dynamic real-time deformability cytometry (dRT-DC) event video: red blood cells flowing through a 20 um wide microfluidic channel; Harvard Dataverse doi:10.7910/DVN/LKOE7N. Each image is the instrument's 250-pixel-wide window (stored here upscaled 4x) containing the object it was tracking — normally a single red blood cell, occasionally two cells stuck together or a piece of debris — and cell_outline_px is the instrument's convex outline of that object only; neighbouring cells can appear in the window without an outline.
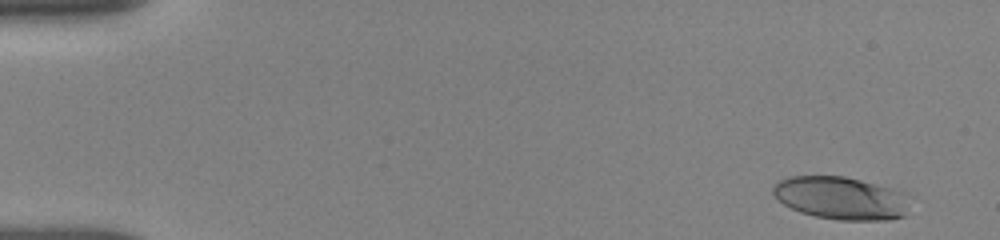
{"species": "human", "species_latin": "Homo sapiens", "temperature_condition": "room temperature", "stored_images_in_passage": 27, "camera_frame_rate_fps": 3000, "um_per_image_px": 0.085, "donor": {"sex": "female"}, "frame": {"image": 1, "passage_image": 2, "time_ms": 0.667, "image_size_px": [1000, 240], "cell_outline_px": [[904, 216], [888, 220], [840, 220], [816, 216], [800, 212], [784, 204], [772, 192], [772, 188], [780, 180], [788, 176], [844, 176], [892, 188], [904, 192]], "centroid_in_image_um": [71.42, 16.83], "position_along_channel_um": 13.6, "area_um2": 33.52}}
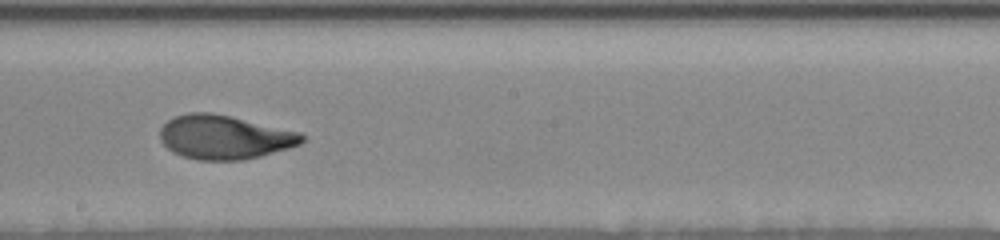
{"frame": {"image": 2, "passage_image": 16, "time_ms": 9.667, "image_size_px": [1000, 240], "cell_outline_px": [[304, 140], [300, 144], [288, 148], [260, 156], [244, 160], [196, 160], [172, 152], [160, 140], [160, 128], [172, 116], [188, 112], [212, 112], [300, 132], [304, 136]], "centroid_in_image_um": [19.04, 11.65], "position_along_channel_um": 229.2, "area_um2": 36.36}}
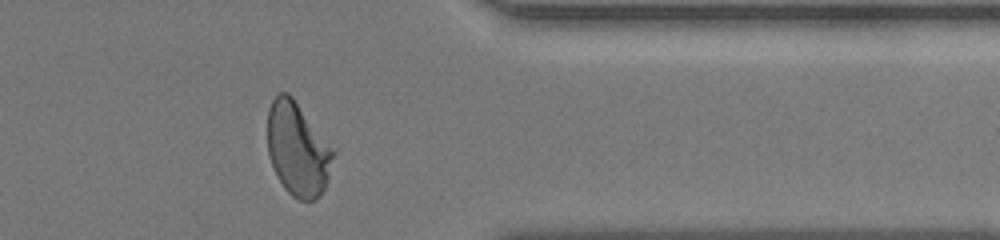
{"frame": {"image": 3, "passage_image": 26, "time_ms": 14.0, "image_size_px": [1000, 240], "cell_outline_px": [[336, 152], [324, 188], [320, 196], [316, 200], [300, 200], [292, 196], [284, 188], [276, 176], [268, 156], [268, 108], [272, 100], [280, 92], [288, 92], [292, 96], [336, 148]], "centroid_in_image_um": [25.32, 12.66], "position_along_channel_um": 386.1, "area_um2": 36.41}, "authors_computed_cell_mechanics": {"area_um2": 35.6626, "velocity_mm_per_s": 3.8333, "shape_relaxation_time_tau1_ms": 3.8092, "shape_relaxation_time_tau2_ms": 0.9143, "deformation_change_tau1": 0.1908, "deformation_change_tau2": 0.0636}}